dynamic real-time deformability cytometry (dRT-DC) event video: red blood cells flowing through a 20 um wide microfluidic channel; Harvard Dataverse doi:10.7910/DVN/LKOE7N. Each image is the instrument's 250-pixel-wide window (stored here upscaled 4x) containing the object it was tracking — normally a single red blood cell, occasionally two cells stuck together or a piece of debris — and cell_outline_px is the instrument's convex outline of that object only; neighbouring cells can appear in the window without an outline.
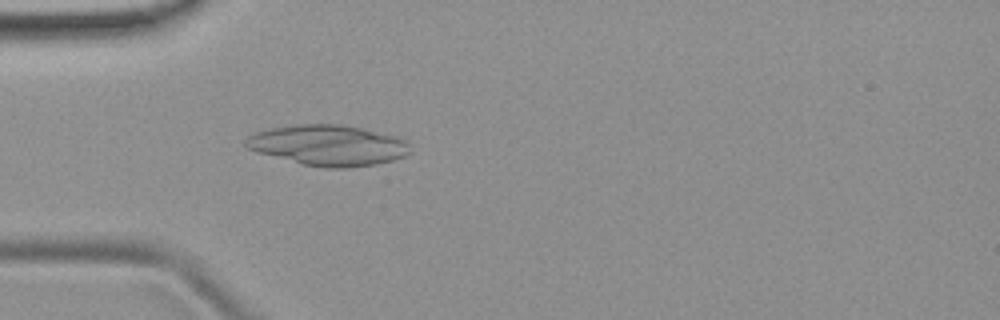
{"species": "common noctule bat (a hibernating species)", "species_latin": "Nyctalus noctula", "temperature_condition": "room temperature", "stored_images_in_passage": 35, "camera_frame_rate_fps": 3000, "um_per_image_px": 0.085, "animal": {"sex": "female", "body_mass_g": 19.9}, "frame": {"image": 1, "passage_image": 2, "time_ms": 0.333, "image_size_px": [1000, 320], "cell_outline_px": [[412, 152], [404, 156], [392, 160], [376, 164], [348, 168], [324, 168], [300, 164], [256, 152], [248, 148], [244, 144], [244, 140], [248, 136], [256, 132], [272, 128], [296, 124], [340, 124], [364, 128], [396, 136], [404, 140], [408, 144]], "centroid_in_image_um": [27.89, 12.35], "position_along_channel_um": 57.1, "area_um2": 39.19}}
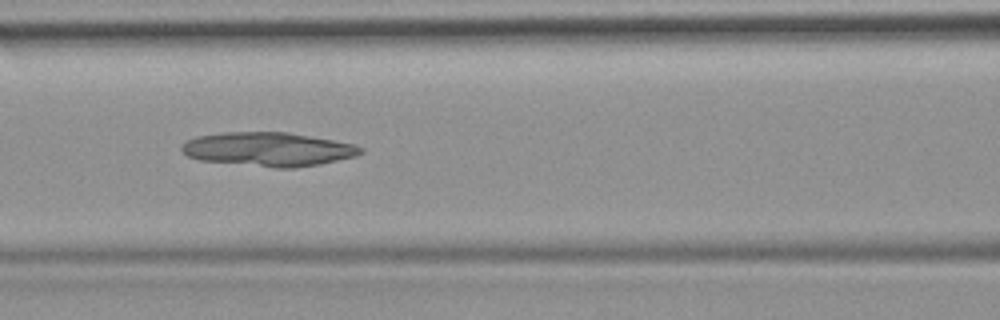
{"frame": {"image": 2, "passage_image": 9, "time_ms": 2.667, "image_size_px": [1000, 320], "cell_outline_px": [[364, 152], [356, 156], [320, 164], [296, 168], [276, 168], [200, 160], [188, 156], [180, 148], [180, 144], [196, 136], [220, 132], [288, 132], [356, 144], [364, 148]], "centroid_in_image_um": [22.82, 12.68], "position_along_channel_um": 143.8, "area_um2": 35.6}}
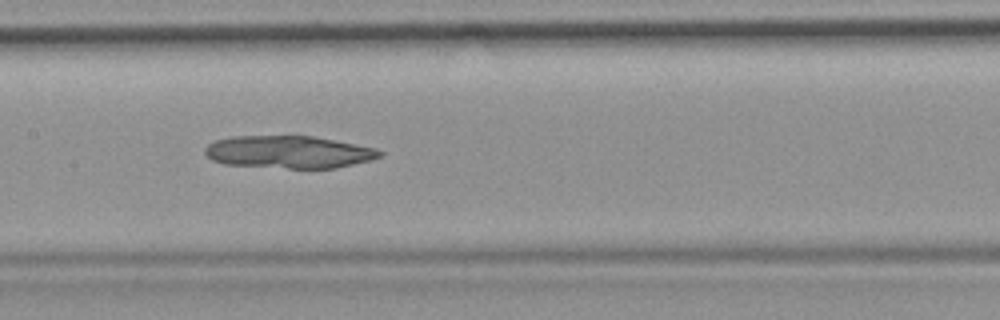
{"frame": {"image": 3, "passage_image": 12, "time_ms": 3.667, "image_size_px": [1000, 320], "cell_outline_px": [[384, 156], [372, 160], [336, 168], [288, 168], [224, 164], [212, 160], [204, 152], [204, 148], [212, 140], [232, 136], [312, 136], [376, 148], [384, 152]], "centroid_in_image_um": [24.55, 12.92], "position_along_channel_um": 182.9, "area_um2": 33.23}}